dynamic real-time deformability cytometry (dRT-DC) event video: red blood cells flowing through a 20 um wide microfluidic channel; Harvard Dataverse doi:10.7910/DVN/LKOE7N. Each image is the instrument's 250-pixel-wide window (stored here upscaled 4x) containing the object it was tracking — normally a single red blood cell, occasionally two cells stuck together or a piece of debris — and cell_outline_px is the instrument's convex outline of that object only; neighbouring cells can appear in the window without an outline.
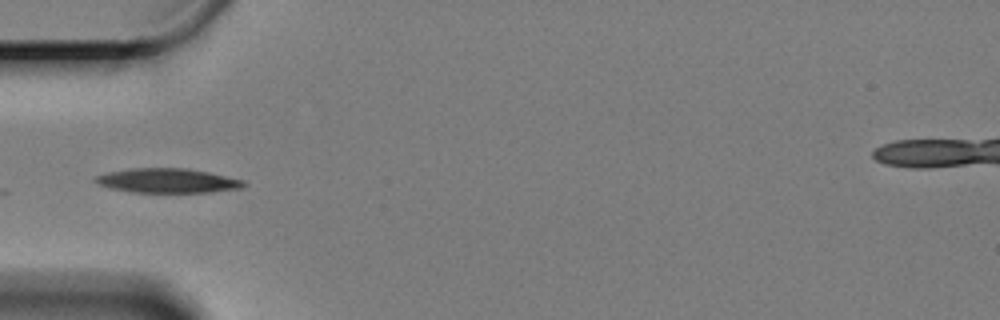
{"species": "Egyptian fruit bat (a non-hibernating species)", "species_latin": "Rousettus aegyptiacus", "temperature_condition": "cold", "stored_images_in_passage": 6, "camera_frame_rate_fps": 3000, "um_per_image_px": 0.085, "animal": {"sex": "female"}, "frame": {"image": 1, "passage_image": 1, "time_ms": 0.0, "image_size_px": [1000, 320], "cell_outline_px": [[248, 184], [244, 188], [212, 192], [132, 192], [112, 188], [100, 184], [96, 180], [96, 176], [108, 172], [128, 168], [188, 168], [208, 172], [244, 180]], "centroid_in_image_um": [14.32, 15.35], "position_along_channel_um": 70.7, "area_um2": 21.04}}
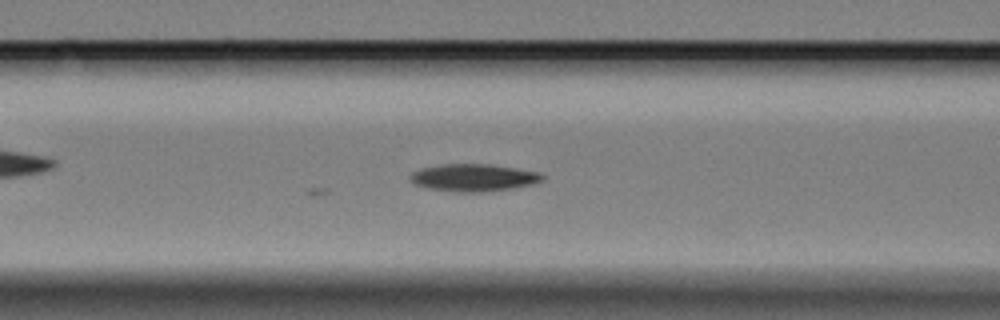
{"frame": {"image": 2, "passage_image": 6, "time_ms": 1.667, "image_size_px": [1000, 320], "cell_outline_px": [[544, 180], [532, 184], [512, 188], [484, 192], [456, 192], [428, 188], [416, 184], [408, 180], [408, 176], [412, 172], [420, 168], [444, 164], [488, 164], [516, 168], [540, 172], [544, 176]], "centroid_in_image_um": [40.24, 15.1], "position_along_channel_um": 126.4, "area_um2": 21.15}}